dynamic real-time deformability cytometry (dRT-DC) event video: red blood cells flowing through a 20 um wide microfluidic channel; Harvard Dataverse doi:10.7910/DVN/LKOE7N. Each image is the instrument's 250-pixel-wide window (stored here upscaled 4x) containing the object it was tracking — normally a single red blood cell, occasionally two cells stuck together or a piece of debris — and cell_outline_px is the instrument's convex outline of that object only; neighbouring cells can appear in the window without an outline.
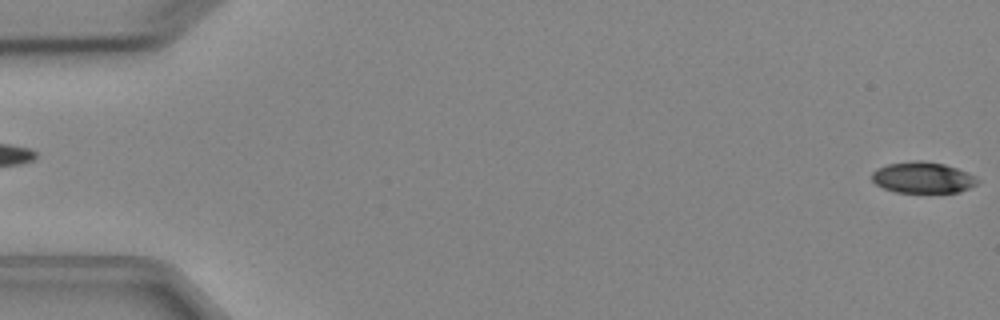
{"species": "Egyptian fruit bat (a non-hibernating species)", "species_latin": "Rousettus aegyptiacus", "temperature_condition": "cold", "stored_images_in_passage": 5, "segment_of_instrument_passage": [2, 2], "camera_frame_rate_fps": 3000, "um_per_image_px": 0.085, "animal": {"sex": "female"}, "frame": {"image": 1, "passage_image": 5, "time_ms": 4.667, "image_size_px": [1000, 320], "cell_outline_px": [[980, 180], [976, 184], [960, 192], [896, 192], [884, 188], [876, 184], [872, 180], [872, 172], [876, 168], [888, 164], [916, 160], [920, 160], [944, 164], [968, 172], [976, 176]], "centroid_in_image_um": [78.44, 15.09], "position_along_channel_um": 6.6, "area_um2": 19.13}}